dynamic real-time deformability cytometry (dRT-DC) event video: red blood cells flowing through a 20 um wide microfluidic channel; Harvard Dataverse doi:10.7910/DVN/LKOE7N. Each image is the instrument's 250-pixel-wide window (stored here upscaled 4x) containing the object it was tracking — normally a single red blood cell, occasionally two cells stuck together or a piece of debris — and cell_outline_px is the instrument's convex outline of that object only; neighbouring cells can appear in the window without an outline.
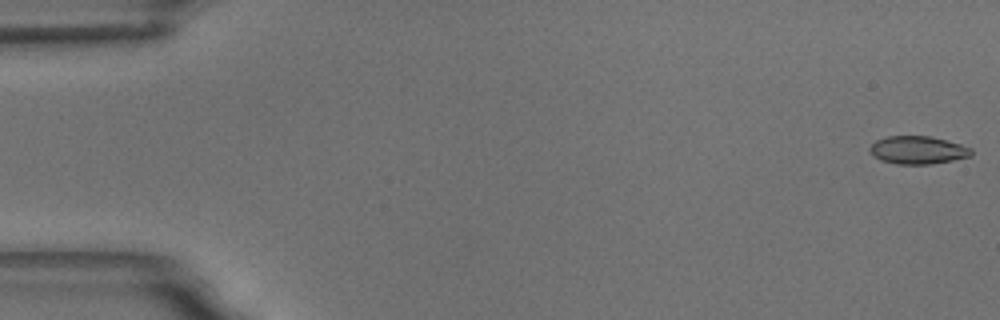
{"species": "common noctule bat (a hibernating species)", "species_latin": "Nyctalus noctula", "temperature_condition": "room temperature", "stored_images_in_passage": 58, "camera_frame_rate_fps": 3000, "um_per_image_px": 0.085, "animal": {"sex": "male", "body_mass_g": 18.8}, "frame": {"image": 1, "passage_image": 1, "time_ms": 0.0, "image_size_px": [1000, 320], "cell_outline_px": [[972, 156], [932, 164], [896, 164], [880, 160], [872, 156], [868, 148], [876, 140], [888, 136], [928, 136], [960, 144], [972, 148]], "centroid_in_image_um": [77.99, 12.76], "position_along_channel_um": 7.0, "area_um2": 16.53}}
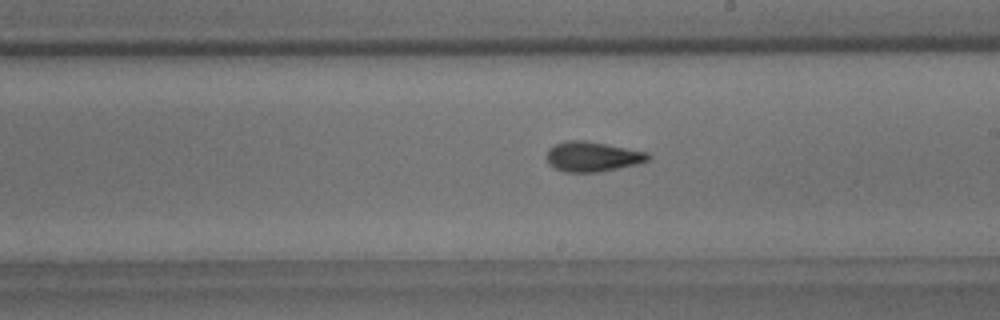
{"frame": {"image": 2, "passage_image": 33, "time_ms": 10.667, "image_size_px": [1000, 320], "cell_outline_px": [[652, 156], [648, 160], [636, 164], [600, 172], [564, 172], [552, 168], [548, 164], [548, 152], [556, 144], [564, 140], [584, 140], [648, 152]], "centroid_in_image_um": [50.36, 13.32], "position_along_channel_um": 238.6, "area_um2": 17.63}}
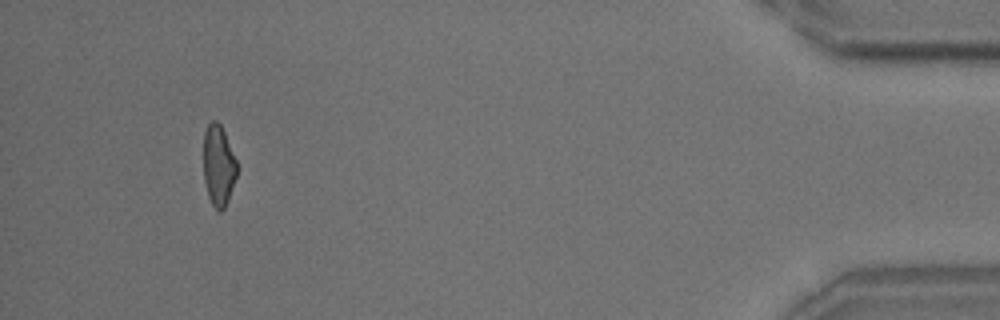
{"frame": {"image": 3, "passage_image": 54, "time_ms": 17.667, "image_size_px": [1000, 320], "cell_outline_px": [[236, 176], [228, 200], [224, 208], [220, 212], [212, 204], [208, 196], [204, 180], [204, 132], [208, 124], [212, 120], [216, 120], [220, 124], [224, 132], [236, 160]], "centroid_in_image_um": [18.56, 14.06], "position_along_channel_um": 416.6, "area_um2": 15.49}, "authors_computed_cell_mechanics": {"area_um2": 16.9932, "velocity_mm_per_s": 3.5359, "shape_relaxation_time_tau1_ms": 9.5997, "shape_relaxation_time_tau2_ms": 2.204, "deformation_change_tau1": 0.2159, "deformation_change_tau2": 0.0929}}